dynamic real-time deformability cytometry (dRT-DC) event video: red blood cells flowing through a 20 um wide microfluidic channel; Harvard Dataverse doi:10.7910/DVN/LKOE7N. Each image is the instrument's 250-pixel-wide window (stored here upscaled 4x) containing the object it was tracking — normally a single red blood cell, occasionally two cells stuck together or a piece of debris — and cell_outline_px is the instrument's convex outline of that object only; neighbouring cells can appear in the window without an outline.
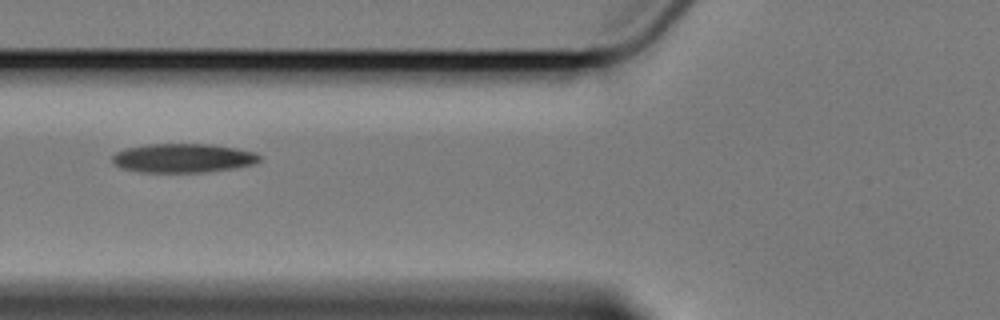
{"species": "Egyptian fruit bat (a non-hibernating species)", "species_latin": "Rousettus aegyptiacus", "temperature_condition": "cold", "stored_images_in_passage": 8, "camera_frame_rate_fps": 3000, "um_per_image_px": 0.085, "animal": {"sex": "female"}, "frame": {"image": 1, "passage_image": 3, "time_ms": 2.333, "image_size_px": [1000, 320], "cell_outline_px": [[260, 160], [252, 164], [232, 168], [208, 172], [140, 172], [120, 168], [112, 160], [112, 156], [116, 152], [124, 148], [148, 144], [212, 144], [236, 148], [256, 152], [260, 156]], "centroid_in_image_um": [15.54, 13.43], "position_along_channel_um": 110.3, "area_um2": 24.91}}
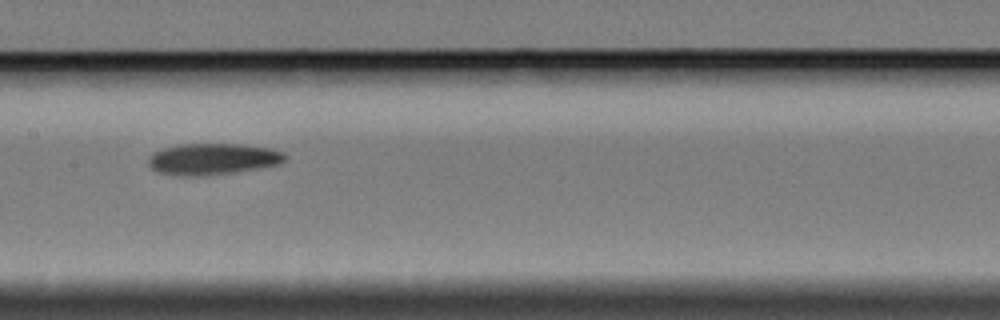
{"frame": {"image": 2, "passage_image": 5, "time_ms": 4.667, "image_size_px": [1000, 320], "cell_outline_px": [[288, 156], [280, 164], [260, 168], [236, 172], [200, 176], [192, 176], [160, 172], [152, 168], [148, 164], [148, 156], [152, 152], [160, 148], [180, 144], [240, 144], [268, 148], [284, 152]], "centroid_in_image_um": [18.09, 13.5], "position_along_channel_um": 189.3, "area_um2": 25.03}}
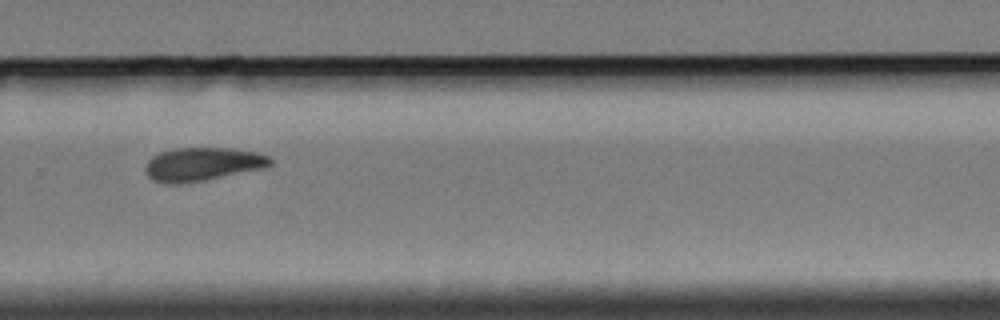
{"frame": {"image": 3, "passage_image": 8, "time_ms": 8.333, "image_size_px": [1000, 320], "cell_outline_px": [[272, 164], [260, 168], [204, 180], [180, 184], [164, 184], [152, 180], [144, 172], [144, 168], [148, 160], [152, 156], [160, 152], [172, 148], [232, 148], [256, 152], [268, 156], [272, 160]], "centroid_in_image_um": [17.13, 13.95], "position_along_channel_um": 312.7, "area_um2": 24.28}}